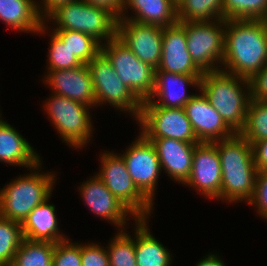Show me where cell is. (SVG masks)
<instances>
[{"label": "cell", "instance_id": "11", "mask_svg": "<svg viewBox=\"0 0 267 266\" xmlns=\"http://www.w3.org/2000/svg\"><path fill=\"white\" fill-rule=\"evenodd\" d=\"M137 121L146 138H171L187 143H200L184 108L142 106Z\"/></svg>", "mask_w": 267, "mask_h": 266}, {"label": "cell", "instance_id": "8", "mask_svg": "<svg viewBox=\"0 0 267 266\" xmlns=\"http://www.w3.org/2000/svg\"><path fill=\"white\" fill-rule=\"evenodd\" d=\"M101 167L96 175L108 190L123 203L137 219H147L152 213V204L133 183L125 161L120 154L103 152Z\"/></svg>", "mask_w": 267, "mask_h": 266}, {"label": "cell", "instance_id": "34", "mask_svg": "<svg viewBox=\"0 0 267 266\" xmlns=\"http://www.w3.org/2000/svg\"><path fill=\"white\" fill-rule=\"evenodd\" d=\"M53 266H81V244L69 239L55 243Z\"/></svg>", "mask_w": 267, "mask_h": 266}, {"label": "cell", "instance_id": "38", "mask_svg": "<svg viewBox=\"0 0 267 266\" xmlns=\"http://www.w3.org/2000/svg\"><path fill=\"white\" fill-rule=\"evenodd\" d=\"M87 4L110 12L117 20L121 18L124 0H83Z\"/></svg>", "mask_w": 267, "mask_h": 266}, {"label": "cell", "instance_id": "26", "mask_svg": "<svg viewBox=\"0 0 267 266\" xmlns=\"http://www.w3.org/2000/svg\"><path fill=\"white\" fill-rule=\"evenodd\" d=\"M179 22L223 19V0H182L177 4Z\"/></svg>", "mask_w": 267, "mask_h": 266}, {"label": "cell", "instance_id": "2", "mask_svg": "<svg viewBox=\"0 0 267 266\" xmlns=\"http://www.w3.org/2000/svg\"><path fill=\"white\" fill-rule=\"evenodd\" d=\"M212 143L217 148L222 169L221 200L249 202L258 173L252 145L240 133Z\"/></svg>", "mask_w": 267, "mask_h": 266}, {"label": "cell", "instance_id": "4", "mask_svg": "<svg viewBox=\"0 0 267 266\" xmlns=\"http://www.w3.org/2000/svg\"><path fill=\"white\" fill-rule=\"evenodd\" d=\"M39 167L41 163L30 174L19 176L0 190L1 217L23 223L36 206L51 197L56 176L51 172L39 173Z\"/></svg>", "mask_w": 267, "mask_h": 266}, {"label": "cell", "instance_id": "25", "mask_svg": "<svg viewBox=\"0 0 267 266\" xmlns=\"http://www.w3.org/2000/svg\"><path fill=\"white\" fill-rule=\"evenodd\" d=\"M137 266H170L172 254L150 233L147 219L135 220Z\"/></svg>", "mask_w": 267, "mask_h": 266}, {"label": "cell", "instance_id": "16", "mask_svg": "<svg viewBox=\"0 0 267 266\" xmlns=\"http://www.w3.org/2000/svg\"><path fill=\"white\" fill-rule=\"evenodd\" d=\"M79 190L85 205L89 206L88 208L103 220L114 223L117 228H120L119 231L126 229L124 226H126L127 220H129L127 218L130 216L137 220L133 213L108 190L97 175L85 183L83 182Z\"/></svg>", "mask_w": 267, "mask_h": 266}, {"label": "cell", "instance_id": "27", "mask_svg": "<svg viewBox=\"0 0 267 266\" xmlns=\"http://www.w3.org/2000/svg\"><path fill=\"white\" fill-rule=\"evenodd\" d=\"M55 243L23 239L11 266H53Z\"/></svg>", "mask_w": 267, "mask_h": 266}, {"label": "cell", "instance_id": "32", "mask_svg": "<svg viewBox=\"0 0 267 266\" xmlns=\"http://www.w3.org/2000/svg\"><path fill=\"white\" fill-rule=\"evenodd\" d=\"M114 236L106 247L110 266H137L133 237L124 231H117Z\"/></svg>", "mask_w": 267, "mask_h": 266}, {"label": "cell", "instance_id": "31", "mask_svg": "<svg viewBox=\"0 0 267 266\" xmlns=\"http://www.w3.org/2000/svg\"><path fill=\"white\" fill-rule=\"evenodd\" d=\"M240 134L252 145L267 138V105L251 98L248 104L246 124Z\"/></svg>", "mask_w": 267, "mask_h": 266}, {"label": "cell", "instance_id": "24", "mask_svg": "<svg viewBox=\"0 0 267 266\" xmlns=\"http://www.w3.org/2000/svg\"><path fill=\"white\" fill-rule=\"evenodd\" d=\"M128 8L133 9L135 16L125 15ZM120 19L166 27L178 21L177 5L172 0H124Z\"/></svg>", "mask_w": 267, "mask_h": 266}, {"label": "cell", "instance_id": "29", "mask_svg": "<svg viewBox=\"0 0 267 266\" xmlns=\"http://www.w3.org/2000/svg\"><path fill=\"white\" fill-rule=\"evenodd\" d=\"M24 239L22 223L0 216V266H11Z\"/></svg>", "mask_w": 267, "mask_h": 266}, {"label": "cell", "instance_id": "35", "mask_svg": "<svg viewBox=\"0 0 267 266\" xmlns=\"http://www.w3.org/2000/svg\"><path fill=\"white\" fill-rule=\"evenodd\" d=\"M81 266H110L107 249L96 243H81Z\"/></svg>", "mask_w": 267, "mask_h": 266}, {"label": "cell", "instance_id": "20", "mask_svg": "<svg viewBox=\"0 0 267 266\" xmlns=\"http://www.w3.org/2000/svg\"><path fill=\"white\" fill-rule=\"evenodd\" d=\"M157 151L161 171L174 181L184 184L191 175L196 144L171 138H147Z\"/></svg>", "mask_w": 267, "mask_h": 266}, {"label": "cell", "instance_id": "42", "mask_svg": "<svg viewBox=\"0 0 267 266\" xmlns=\"http://www.w3.org/2000/svg\"><path fill=\"white\" fill-rule=\"evenodd\" d=\"M263 102L267 105V97L263 100Z\"/></svg>", "mask_w": 267, "mask_h": 266}, {"label": "cell", "instance_id": "7", "mask_svg": "<svg viewBox=\"0 0 267 266\" xmlns=\"http://www.w3.org/2000/svg\"><path fill=\"white\" fill-rule=\"evenodd\" d=\"M44 105L50 121L65 143L75 149L87 145L93 136L90 106L56 94H52Z\"/></svg>", "mask_w": 267, "mask_h": 266}, {"label": "cell", "instance_id": "19", "mask_svg": "<svg viewBox=\"0 0 267 266\" xmlns=\"http://www.w3.org/2000/svg\"><path fill=\"white\" fill-rule=\"evenodd\" d=\"M202 75H181L166 71H155V85L152 95L142 102V106H162L167 108H184L194 94H187L192 85L199 88ZM155 98L158 101H155Z\"/></svg>", "mask_w": 267, "mask_h": 266}, {"label": "cell", "instance_id": "33", "mask_svg": "<svg viewBox=\"0 0 267 266\" xmlns=\"http://www.w3.org/2000/svg\"><path fill=\"white\" fill-rule=\"evenodd\" d=\"M50 35L48 71L74 69L83 65L53 32Z\"/></svg>", "mask_w": 267, "mask_h": 266}, {"label": "cell", "instance_id": "3", "mask_svg": "<svg viewBox=\"0 0 267 266\" xmlns=\"http://www.w3.org/2000/svg\"><path fill=\"white\" fill-rule=\"evenodd\" d=\"M199 89L234 133L244 129L251 100L249 79L221 69L206 71L200 78Z\"/></svg>", "mask_w": 267, "mask_h": 266}, {"label": "cell", "instance_id": "9", "mask_svg": "<svg viewBox=\"0 0 267 266\" xmlns=\"http://www.w3.org/2000/svg\"><path fill=\"white\" fill-rule=\"evenodd\" d=\"M186 31L188 52L203 71H217L223 62L225 20L180 22Z\"/></svg>", "mask_w": 267, "mask_h": 266}, {"label": "cell", "instance_id": "13", "mask_svg": "<svg viewBox=\"0 0 267 266\" xmlns=\"http://www.w3.org/2000/svg\"><path fill=\"white\" fill-rule=\"evenodd\" d=\"M164 27L128 19L117 21L116 37L141 61L155 69L160 65Z\"/></svg>", "mask_w": 267, "mask_h": 266}, {"label": "cell", "instance_id": "6", "mask_svg": "<svg viewBox=\"0 0 267 266\" xmlns=\"http://www.w3.org/2000/svg\"><path fill=\"white\" fill-rule=\"evenodd\" d=\"M87 65L92 76L96 106L109 103L114 109L130 113L137 121L142 102L121 81L107 56L100 51Z\"/></svg>", "mask_w": 267, "mask_h": 266}, {"label": "cell", "instance_id": "18", "mask_svg": "<svg viewBox=\"0 0 267 266\" xmlns=\"http://www.w3.org/2000/svg\"><path fill=\"white\" fill-rule=\"evenodd\" d=\"M44 82L54 93L71 100L81 102L91 108L96 106V99L90 69L83 64L74 69L48 71Z\"/></svg>", "mask_w": 267, "mask_h": 266}, {"label": "cell", "instance_id": "15", "mask_svg": "<svg viewBox=\"0 0 267 266\" xmlns=\"http://www.w3.org/2000/svg\"><path fill=\"white\" fill-rule=\"evenodd\" d=\"M155 71L181 75H203L192 60L187 47L185 27L177 21L164 27L160 65Z\"/></svg>", "mask_w": 267, "mask_h": 266}, {"label": "cell", "instance_id": "41", "mask_svg": "<svg viewBox=\"0 0 267 266\" xmlns=\"http://www.w3.org/2000/svg\"><path fill=\"white\" fill-rule=\"evenodd\" d=\"M176 5L178 4V3H180V1H182V0H172Z\"/></svg>", "mask_w": 267, "mask_h": 266}, {"label": "cell", "instance_id": "17", "mask_svg": "<svg viewBox=\"0 0 267 266\" xmlns=\"http://www.w3.org/2000/svg\"><path fill=\"white\" fill-rule=\"evenodd\" d=\"M184 109L199 142L212 143L234 134L202 92L194 94Z\"/></svg>", "mask_w": 267, "mask_h": 266}, {"label": "cell", "instance_id": "22", "mask_svg": "<svg viewBox=\"0 0 267 266\" xmlns=\"http://www.w3.org/2000/svg\"><path fill=\"white\" fill-rule=\"evenodd\" d=\"M0 20L10 28L26 33L44 34L47 28L36 0H0Z\"/></svg>", "mask_w": 267, "mask_h": 266}, {"label": "cell", "instance_id": "1", "mask_svg": "<svg viewBox=\"0 0 267 266\" xmlns=\"http://www.w3.org/2000/svg\"><path fill=\"white\" fill-rule=\"evenodd\" d=\"M267 64V21L225 20L221 70L250 79Z\"/></svg>", "mask_w": 267, "mask_h": 266}, {"label": "cell", "instance_id": "40", "mask_svg": "<svg viewBox=\"0 0 267 266\" xmlns=\"http://www.w3.org/2000/svg\"><path fill=\"white\" fill-rule=\"evenodd\" d=\"M207 257H203L200 262L197 263L196 266H225L222 259L217 256V254H209Z\"/></svg>", "mask_w": 267, "mask_h": 266}, {"label": "cell", "instance_id": "12", "mask_svg": "<svg viewBox=\"0 0 267 266\" xmlns=\"http://www.w3.org/2000/svg\"><path fill=\"white\" fill-rule=\"evenodd\" d=\"M137 138L121 156L133 183L154 204L156 185L161 173L159 158L154 144L141 132Z\"/></svg>", "mask_w": 267, "mask_h": 266}, {"label": "cell", "instance_id": "10", "mask_svg": "<svg viewBox=\"0 0 267 266\" xmlns=\"http://www.w3.org/2000/svg\"><path fill=\"white\" fill-rule=\"evenodd\" d=\"M101 51L110 60L121 81L141 101L148 100L155 85V68L141 61L117 37L102 43Z\"/></svg>", "mask_w": 267, "mask_h": 266}, {"label": "cell", "instance_id": "37", "mask_svg": "<svg viewBox=\"0 0 267 266\" xmlns=\"http://www.w3.org/2000/svg\"><path fill=\"white\" fill-rule=\"evenodd\" d=\"M251 98L263 101L267 97V64L250 79Z\"/></svg>", "mask_w": 267, "mask_h": 266}, {"label": "cell", "instance_id": "21", "mask_svg": "<svg viewBox=\"0 0 267 266\" xmlns=\"http://www.w3.org/2000/svg\"><path fill=\"white\" fill-rule=\"evenodd\" d=\"M0 162L27 167L30 171L41 163L32 145L3 119H0Z\"/></svg>", "mask_w": 267, "mask_h": 266}, {"label": "cell", "instance_id": "14", "mask_svg": "<svg viewBox=\"0 0 267 266\" xmlns=\"http://www.w3.org/2000/svg\"><path fill=\"white\" fill-rule=\"evenodd\" d=\"M222 169L216 146L213 143L196 144L193 153L191 175L184 183L206 198L221 200Z\"/></svg>", "mask_w": 267, "mask_h": 266}, {"label": "cell", "instance_id": "30", "mask_svg": "<svg viewBox=\"0 0 267 266\" xmlns=\"http://www.w3.org/2000/svg\"><path fill=\"white\" fill-rule=\"evenodd\" d=\"M223 19L267 21V0H223Z\"/></svg>", "mask_w": 267, "mask_h": 266}, {"label": "cell", "instance_id": "39", "mask_svg": "<svg viewBox=\"0 0 267 266\" xmlns=\"http://www.w3.org/2000/svg\"><path fill=\"white\" fill-rule=\"evenodd\" d=\"M253 156L258 172H267V138L252 144Z\"/></svg>", "mask_w": 267, "mask_h": 266}, {"label": "cell", "instance_id": "23", "mask_svg": "<svg viewBox=\"0 0 267 266\" xmlns=\"http://www.w3.org/2000/svg\"><path fill=\"white\" fill-rule=\"evenodd\" d=\"M49 199L50 197L36 206L22 223V233L25 239L54 243L67 239L59 232L55 205L48 204Z\"/></svg>", "mask_w": 267, "mask_h": 266}, {"label": "cell", "instance_id": "5", "mask_svg": "<svg viewBox=\"0 0 267 266\" xmlns=\"http://www.w3.org/2000/svg\"><path fill=\"white\" fill-rule=\"evenodd\" d=\"M52 20L53 30L78 31L94 37L100 43L116 37L117 19L107 10L94 7L83 0L63 3L53 9L44 21ZM103 40V41H102Z\"/></svg>", "mask_w": 267, "mask_h": 266}, {"label": "cell", "instance_id": "36", "mask_svg": "<svg viewBox=\"0 0 267 266\" xmlns=\"http://www.w3.org/2000/svg\"><path fill=\"white\" fill-rule=\"evenodd\" d=\"M257 208L258 215L267 220V172H258L254 194L248 202Z\"/></svg>", "mask_w": 267, "mask_h": 266}, {"label": "cell", "instance_id": "28", "mask_svg": "<svg viewBox=\"0 0 267 266\" xmlns=\"http://www.w3.org/2000/svg\"><path fill=\"white\" fill-rule=\"evenodd\" d=\"M53 33L82 64H88L101 51L102 43L91 35L71 30H54Z\"/></svg>", "mask_w": 267, "mask_h": 266}]
</instances>
